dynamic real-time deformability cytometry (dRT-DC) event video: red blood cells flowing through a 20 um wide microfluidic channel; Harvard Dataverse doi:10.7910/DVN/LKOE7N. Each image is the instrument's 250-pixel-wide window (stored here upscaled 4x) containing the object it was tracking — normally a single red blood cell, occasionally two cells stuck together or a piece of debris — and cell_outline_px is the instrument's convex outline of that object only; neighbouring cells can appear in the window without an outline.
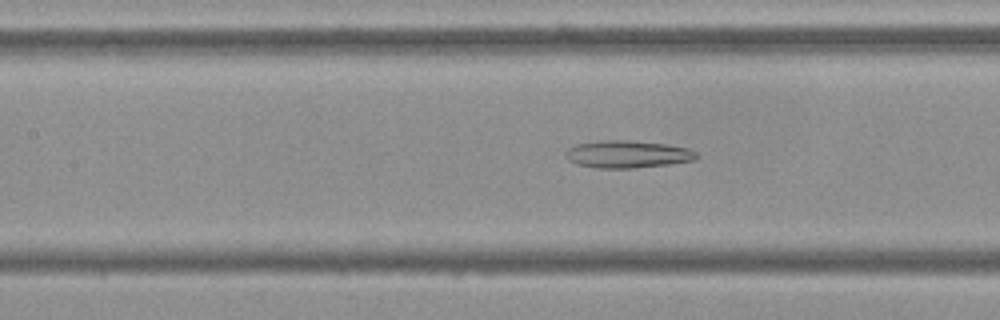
{"species": "Egyptian fruit bat (a non-hibernating species)", "species_latin": "Rousettus aegyptiacus", "temperature_condition": "cold", "stored_images_in_passage": 38, "camera_frame_rate_fps": 3000, "um_per_image_px": 0.085, "frame": {"image": 1, "passage_image": 8, "time_ms": 2.333, "image_size_px": [1000, 320], "cell_outline_px": [[696, 160], [668, 164], [632, 168], [592, 168], [576, 164], [568, 160], [564, 156], [564, 152], [568, 148], [576, 144], [600, 140], [628, 140], [664, 144], [688, 148], [696, 152]], "centroid_in_image_um": [53.26, 13.11], "position_along_channel_um": 154.1, "area_um2": 20.98}}
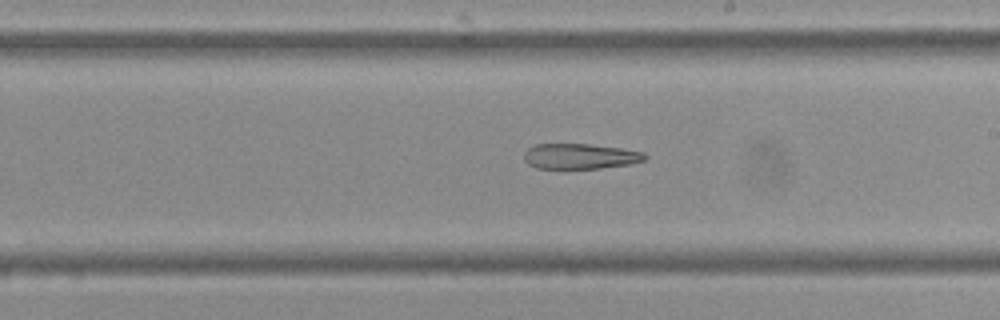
{"frame": {"image": 2, "passage_image": 15, "time_ms": 4.667, "image_size_px": [1000, 320], "cell_outline_px": [[648, 156], [644, 160], [628, 164], [600, 168], [536, 168], [528, 164], [524, 160], [524, 152], [528, 148], [536, 144], [588, 144], [620, 148], [644, 152]], "centroid_in_image_um": [49.28, 13.28], "position_along_channel_um": 239.7, "area_um2": 17.74}}
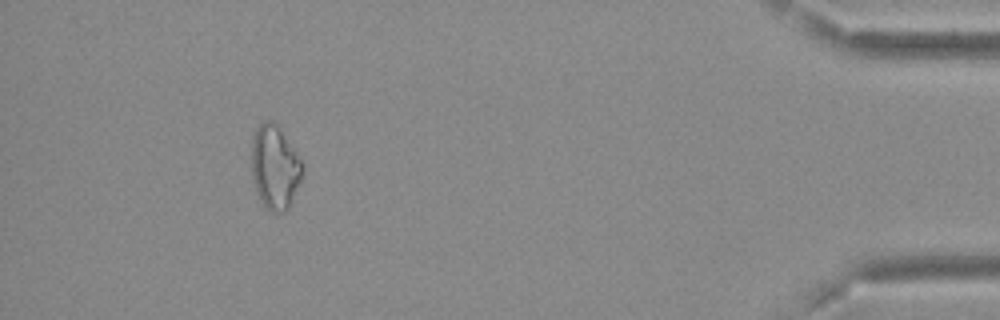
{"frame": {"image": 3, "passage_image": 34, "time_ms": 11.0, "image_size_px": [1000, 320], "cell_outline_px": [[304, 168], [300, 180], [288, 208], [284, 212], [272, 212], [264, 208], [256, 192], [252, 176], [252, 136], [256, 128], [264, 120], [272, 120], [276, 124], [296, 152], [304, 164]], "centroid_in_image_um": [23.34, 14.22], "position_along_channel_um": 411.9, "area_um2": 24.8}}